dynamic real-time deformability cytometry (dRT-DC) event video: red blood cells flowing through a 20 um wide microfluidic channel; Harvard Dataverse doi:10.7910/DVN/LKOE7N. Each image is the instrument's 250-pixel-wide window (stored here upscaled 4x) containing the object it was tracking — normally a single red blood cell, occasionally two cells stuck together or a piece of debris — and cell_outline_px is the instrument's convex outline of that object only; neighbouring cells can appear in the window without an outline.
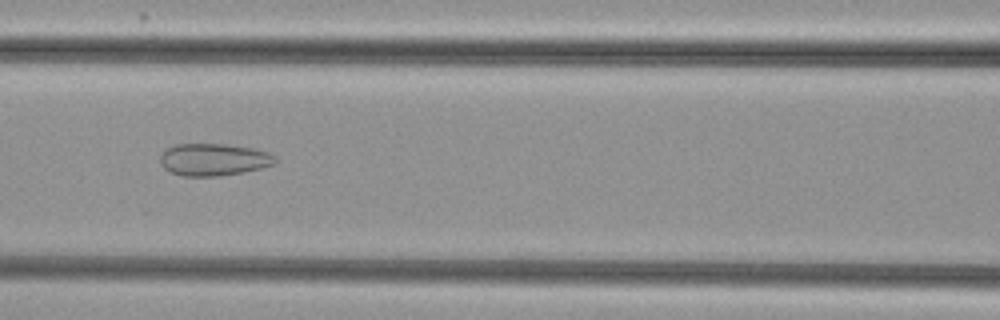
{"species": "common noctule bat (a hibernating species)", "species_latin": "Nyctalus noctula", "temperature_condition": "cold", "stored_images_in_passage": 8, "camera_frame_rate_fps": 3000, "um_per_image_px": 0.085, "animal": {"sex": "female", "body_mass_g": 29.2, "forearm_length_mm": 56.3}, "frame": {"image": 1, "passage_image": 6, "time_ms": 5.667, "image_size_px": [1000, 320], "cell_outline_px": [[276, 164], [260, 168], [220, 176], [184, 176], [172, 172], [164, 168], [160, 164], [160, 156], [168, 148], [176, 144], [224, 144], [252, 148], [268, 152], [276, 156]], "centroid_in_image_um": [18.17, 13.56], "position_along_channel_um": 148.4, "area_um2": 21.44}}
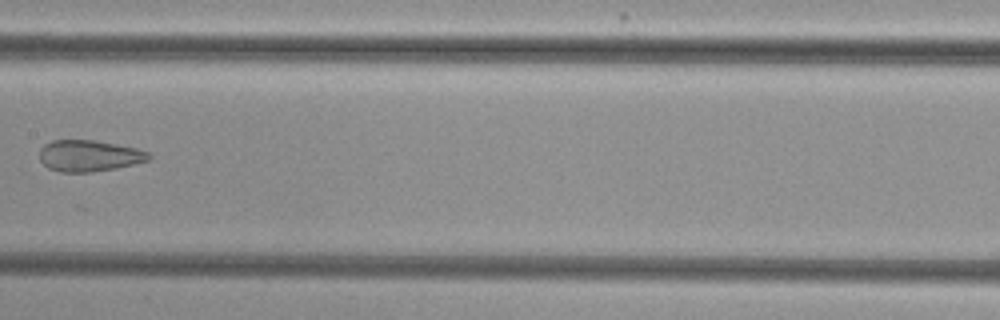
{"frame": {"image": 2, "passage_image": 7, "time_ms": 7.0, "image_size_px": [1000, 320], "cell_outline_px": [[152, 156], [148, 160], [116, 168], [92, 172], [60, 172], [48, 168], [40, 160], [40, 148], [44, 144], [52, 140], [92, 140], [116, 144], [136, 148], [148, 152]], "centroid_in_image_um": [7.55, 13.24], "position_along_channel_um": 199.9, "area_um2": 19.88}}
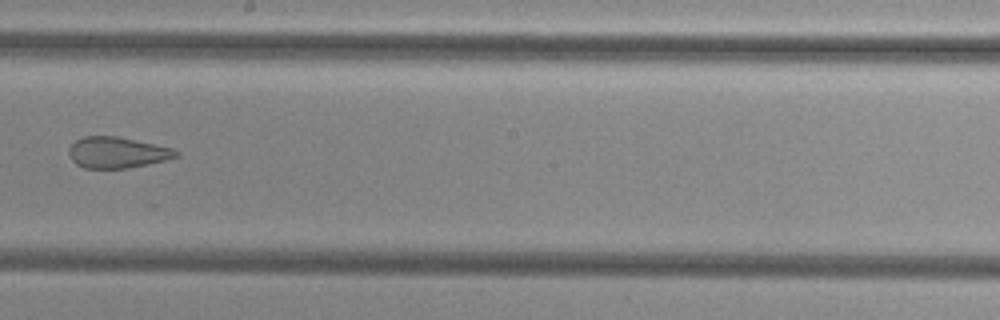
{"frame": {"image": 3, "passage_image": 8, "time_ms": 8.0, "image_size_px": [1000, 320], "cell_outline_px": [[180, 156], [168, 160], [128, 168], [84, 168], [76, 164], [72, 160], [68, 152], [68, 148], [76, 140], [84, 136], [116, 136], [172, 148], [180, 152]], "centroid_in_image_um": [9.97, 12.97], "position_along_channel_um": 238.2, "area_um2": 19.42}}